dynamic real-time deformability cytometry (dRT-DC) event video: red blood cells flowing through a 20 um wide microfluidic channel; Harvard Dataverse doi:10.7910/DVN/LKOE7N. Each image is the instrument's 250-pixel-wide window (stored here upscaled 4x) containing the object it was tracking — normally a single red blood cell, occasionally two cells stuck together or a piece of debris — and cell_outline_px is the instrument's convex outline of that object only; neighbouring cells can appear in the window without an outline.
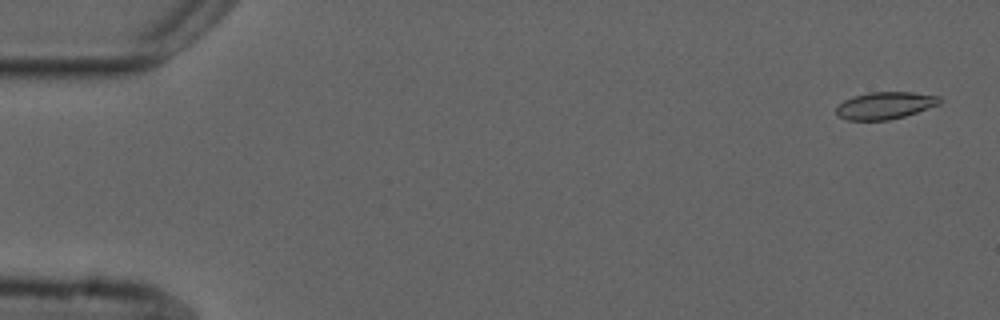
{"species": "common noctule bat (a hibernating species)", "species_latin": "Nyctalus noctula", "temperature_condition": "cold", "stored_images_in_passage": 55, "camera_frame_rate_fps": 3000, "um_per_image_px": 0.085, "animal": {"sex": "male", "forearm_length_mm": 52.5}, "frame": {"image": 1, "passage_image": 2, "time_ms": 0.333, "image_size_px": [1000, 320], "cell_outline_px": [[944, 100], [940, 104], [904, 116], [888, 120], [848, 120], [836, 116], [836, 104], [844, 100], [868, 92], [912, 92], [940, 96]], "centroid_in_image_um": [75.22, 8.96], "position_along_channel_um": 9.8, "area_um2": 16.47}}
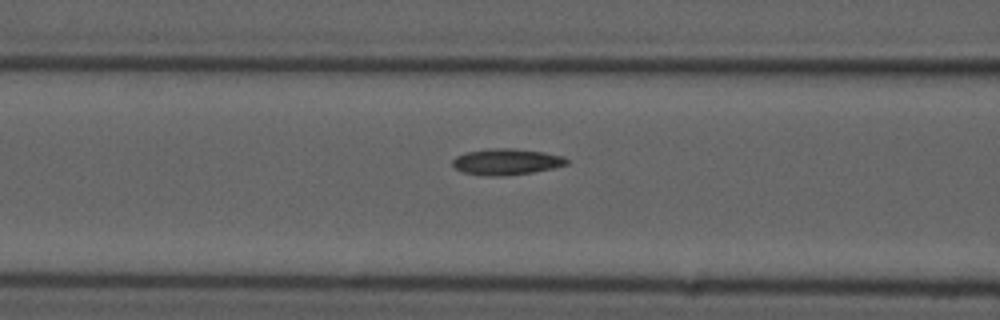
{"frame": {"image": 2, "passage_image": 22, "time_ms": 7.0, "image_size_px": [1000, 320], "cell_outline_px": [[568, 164], [552, 168], [532, 172], [504, 176], [492, 176], [464, 172], [456, 168], [452, 164], [452, 160], [456, 156], [464, 152], [488, 148], [516, 148], [544, 152], [564, 156], [568, 160]], "centroid_in_image_um": [43.05, 13.73], "position_along_channel_um": 123.6, "area_um2": 17.46}}
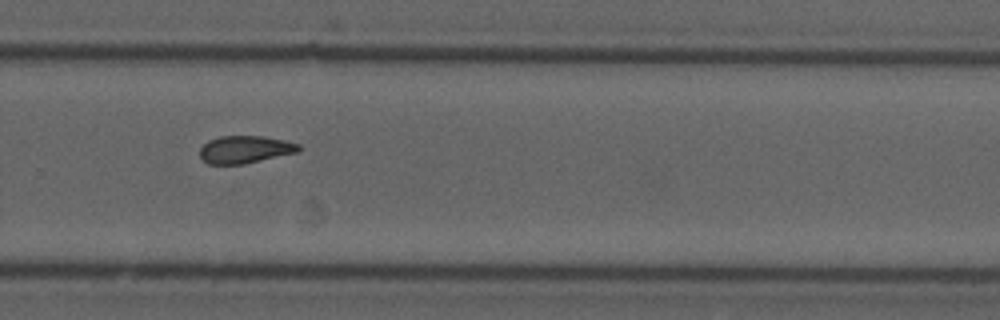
{"frame": {"image": 3, "passage_image": 37, "time_ms": 12.0, "image_size_px": [1000, 320], "cell_outline_px": [[300, 152], [244, 164], [208, 164], [200, 156], [200, 148], [208, 140], [220, 136], [264, 136], [284, 140], [300, 144]], "centroid_in_image_um": [20.85, 12.7], "position_along_channel_um": 308.9, "area_um2": 15.95}, "authors_computed_cell_mechanics": {"area_um2": 16.2996, "velocity_mm_per_s": 3.7214, "shape_relaxation_time_tau1_ms": null, "shape_relaxation_time_tau2_ms": 4.854, "deformation_change_tau1": null, "deformation_change_tau2": 0.1099}}